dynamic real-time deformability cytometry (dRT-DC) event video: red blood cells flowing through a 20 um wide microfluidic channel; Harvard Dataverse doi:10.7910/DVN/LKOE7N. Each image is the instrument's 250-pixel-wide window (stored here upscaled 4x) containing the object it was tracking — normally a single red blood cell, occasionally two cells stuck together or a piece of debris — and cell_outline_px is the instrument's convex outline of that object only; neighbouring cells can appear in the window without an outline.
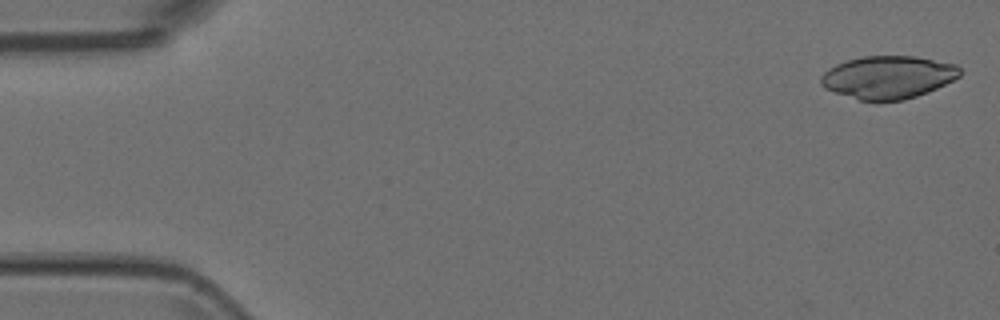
{"species": "Egyptian fruit bat (a non-hibernating species)", "species_latin": "Rousettus aegyptiacus", "temperature_condition": "room temperature", "stored_images_in_passage": 5, "camera_frame_rate_fps": 3000, "um_per_image_px": 0.085, "animal": {"sex": "female"}, "frame": {"image": 1, "passage_image": 1, "time_ms": 0.0, "image_size_px": [1000, 320], "cell_outline_px": [[960, 76], [928, 92], [904, 100], [860, 100], [824, 88], [820, 84], [820, 76], [828, 68], [836, 64], [848, 60], [864, 56], [916, 56], [956, 64], [960, 68]], "centroid_in_image_um": [75.48, 6.55], "position_along_channel_um": 9.5, "area_um2": 34.45}}